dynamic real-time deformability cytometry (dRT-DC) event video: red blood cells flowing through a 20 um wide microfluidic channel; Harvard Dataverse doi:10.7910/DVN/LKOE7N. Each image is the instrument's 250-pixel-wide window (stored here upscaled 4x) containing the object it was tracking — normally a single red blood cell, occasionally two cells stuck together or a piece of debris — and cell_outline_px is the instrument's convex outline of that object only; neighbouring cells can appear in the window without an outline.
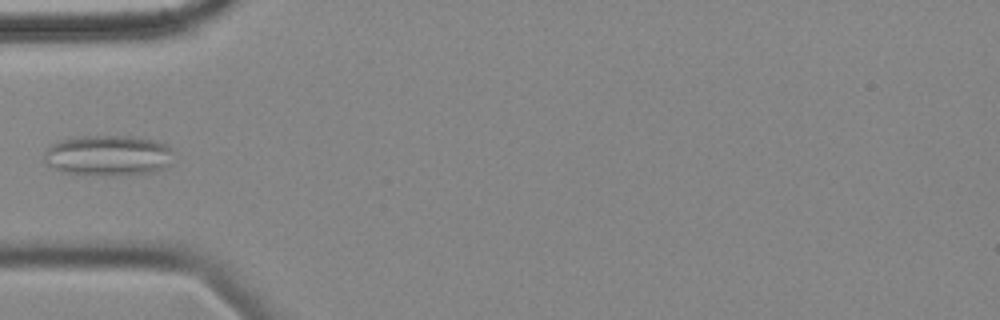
{"species": "common noctule bat (a hibernating species)", "species_latin": "Nyctalus noctula", "temperature_condition": "cold", "stored_images_in_passage": 4, "camera_frame_rate_fps": 3000, "um_per_image_px": 0.085, "animal": {"sex": "female", "body_mass_g": 18.4}, "frame": {"image": 1, "passage_image": 4, "time_ms": 3.333, "image_size_px": [1000, 320], "cell_outline_px": [[176, 152], [172, 164], [156, 172], [116, 176], [64, 172], [44, 164], [44, 152], [52, 144], [64, 140], [80, 136], [132, 136], [152, 140], [168, 144]], "centroid_in_image_um": [9.28, 13.22], "position_along_channel_um": 75.7, "area_um2": 31.1}}